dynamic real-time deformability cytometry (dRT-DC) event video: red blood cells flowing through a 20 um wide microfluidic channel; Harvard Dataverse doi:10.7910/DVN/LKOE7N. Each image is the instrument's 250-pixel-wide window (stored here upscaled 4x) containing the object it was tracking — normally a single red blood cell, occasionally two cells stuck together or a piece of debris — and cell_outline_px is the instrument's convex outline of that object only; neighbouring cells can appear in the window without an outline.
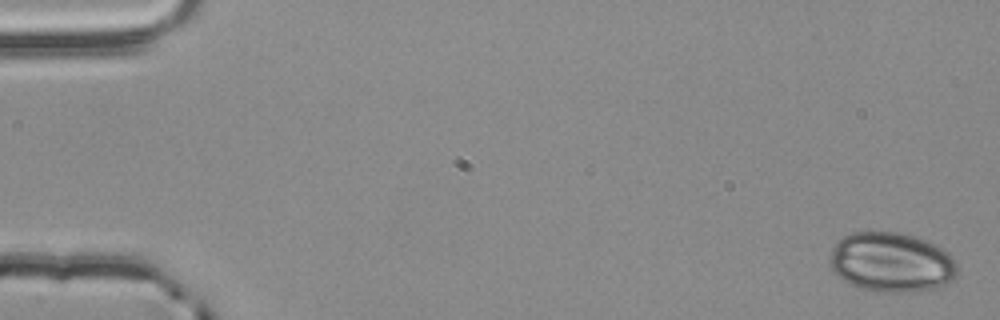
{"species": "common noctule bat (a hibernating species)", "species_latin": "Nyctalus noctula", "temperature_condition": "room temperature", "stored_images_in_passage": 54, "camera_frame_rate_fps": 3000, "um_per_image_px": 0.085, "animal": {"sex": "male", "body_mass_g": 20.4}, "frame": {"image": 1, "passage_image": 1, "time_ms": 0.0, "image_size_px": [1000, 320], "cell_outline_px": [[956, 276], [952, 280], [936, 288], [916, 292], [872, 292], [860, 288], [844, 280], [832, 272], [832, 248], [836, 240], [852, 232], [900, 232], [916, 236], [928, 240], [936, 244], [948, 252], [952, 256], [956, 264]], "centroid_in_image_um": [75.79, 22.29], "position_along_channel_um": 9.2, "area_um2": 44.68}}
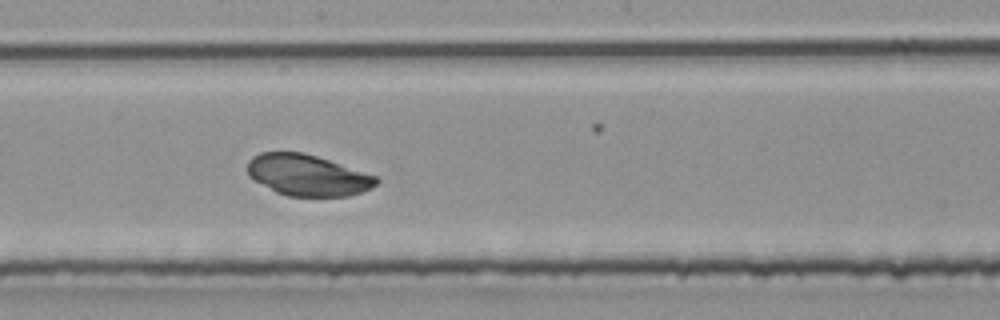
{"frame": {"image": 2, "passage_image": 30, "time_ms": 9.667, "image_size_px": [1000, 320], "cell_outline_px": [[380, 180], [372, 188], [348, 196], [288, 196], [276, 192], [248, 176], [248, 160], [252, 156], [260, 152], [304, 152], [376, 176]], "centroid_in_image_um": [26.12, 14.89], "position_along_channel_um": 222.1, "area_um2": 30.69}}
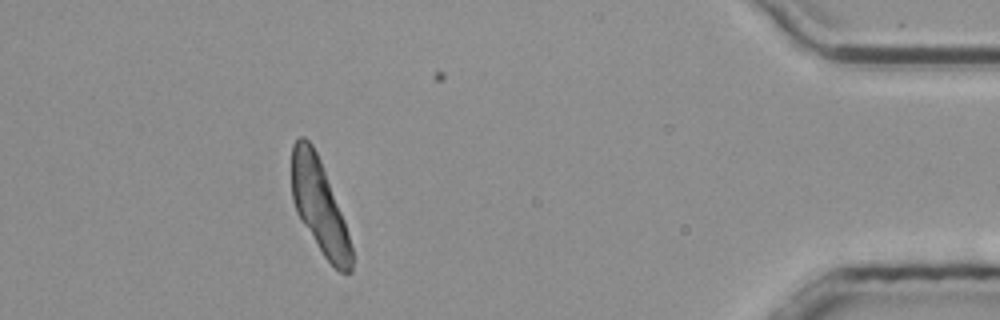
{"frame": {"image": 3, "passage_image": 49, "time_ms": 16.0, "image_size_px": [1000, 320], "cell_outline_px": [[352, 272], [340, 272], [324, 256], [300, 220], [296, 212], [292, 200], [292, 144], [300, 136], [304, 136], [312, 144], [320, 160], [344, 220], [352, 248]], "centroid_in_image_um": [27.13, 17.52], "position_along_channel_um": 408.1, "area_um2": 32.19}}